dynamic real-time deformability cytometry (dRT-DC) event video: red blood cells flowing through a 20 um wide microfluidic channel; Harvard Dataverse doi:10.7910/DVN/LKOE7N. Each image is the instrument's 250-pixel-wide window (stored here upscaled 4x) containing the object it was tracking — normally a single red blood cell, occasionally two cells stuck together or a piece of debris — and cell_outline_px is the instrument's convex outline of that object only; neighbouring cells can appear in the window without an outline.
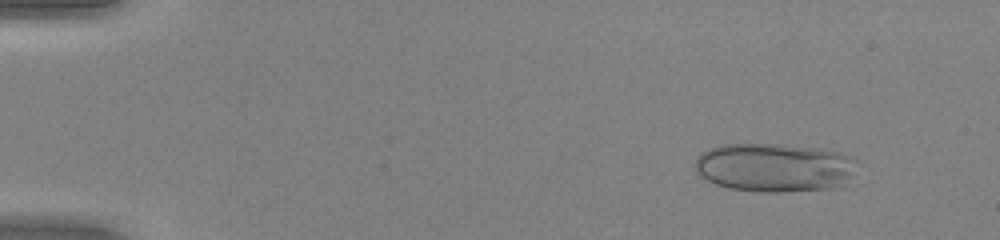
{"species": "human", "species_latin": "Homo sapiens", "temperature_condition": "warm", "stored_images_in_passage": 50, "camera_frame_rate_fps": 3000, "um_per_image_px": 0.085, "donor": {"sex": "female"}, "frame": {"image": 1, "passage_image": 5, "time_ms": 1.333, "image_size_px": [1000, 240], "cell_outline_px": [[860, 164], [848, 176], [832, 188], [776, 192], [760, 192], [728, 188], [716, 184], [700, 176], [696, 172], [696, 156], [700, 152], [708, 148], [720, 144], [780, 144], [816, 148], [840, 152], [860, 160]], "centroid_in_image_um": [65.77, 14.21], "position_along_channel_um": 19.2, "area_um2": 46.01}}
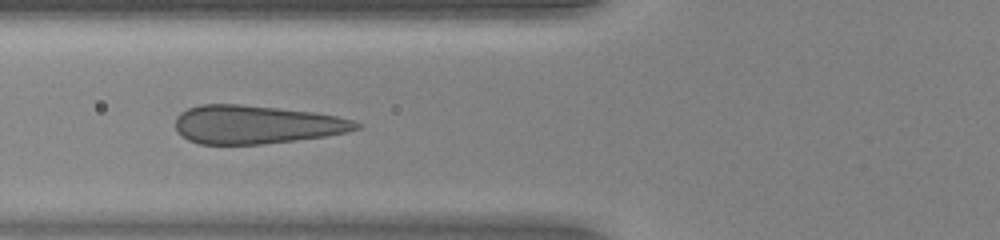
{"frame": {"image": 2, "passage_image": 20, "time_ms": 6.333, "image_size_px": [1000, 240], "cell_outline_px": [[364, 124], [360, 128], [348, 132], [324, 136], [296, 140], [264, 144], [200, 144], [188, 140], [176, 132], [176, 116], [180, 112], [188, 108], [200, 104], [240, 104], [312, 112], [336, 116], [352, 120]], "centroid_in_image_um": [21.76, 10.59], "position_along_channel_um": 104.0, "area_um2": 40.52}}
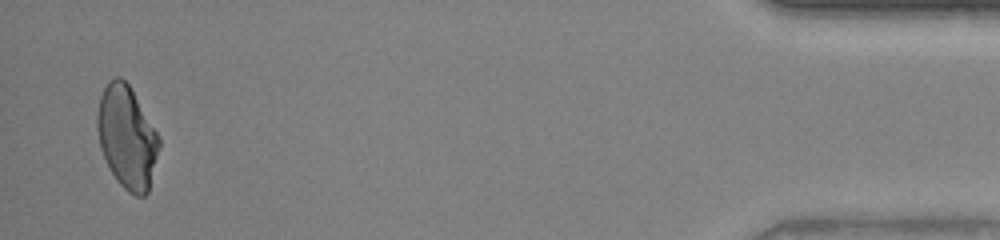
{"frame": {"image": 3, "passage_image": 49, "time_ms": 16.0, "image_size_px": [1000, 240], "cell_outline_px": [[160, 148], [148, 192], [144, 196], [136, 196], [128, 192], [116, 180], [100, 148], [96, 128], [96, 116], [100, 96], [108, 80], [116, 76], [120, 76], [128, 84], [156, 132], [160, 140]], "centroid_in_image_um": [10.77, 11.67], "position_along_channel_um": 424.4, "area_um2": 36.7}, "authors_computed_cell_mechanics": {"area_um2": 39.6508, "velocity_mm_per_s": 4.1007, "shape_relaxation_time_tau1_ms": 7.2337, "shape_relaxation_time_tau2_ms": null, "deformation_change_tau1": 0.2504, "deformation_change_tau2": null}}